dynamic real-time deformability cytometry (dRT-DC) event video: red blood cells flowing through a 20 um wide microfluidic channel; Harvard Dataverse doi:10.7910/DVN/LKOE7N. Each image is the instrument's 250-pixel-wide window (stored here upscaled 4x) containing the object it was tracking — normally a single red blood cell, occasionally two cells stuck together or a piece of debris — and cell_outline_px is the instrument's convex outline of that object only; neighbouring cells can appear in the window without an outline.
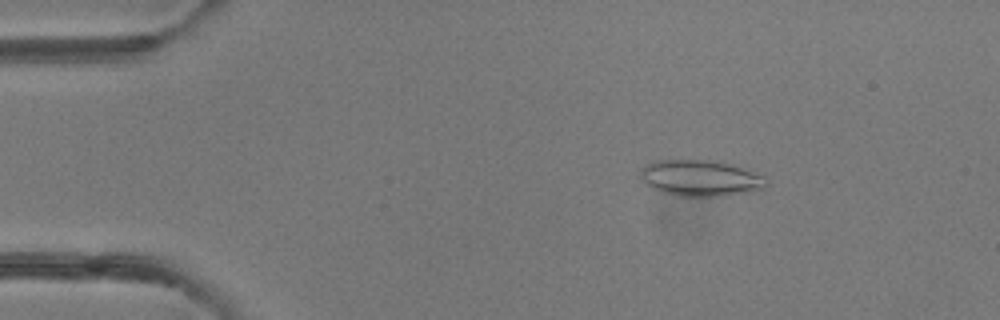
{"species": "common noctule bat (a hibernating species)", "species_latin": "Nyctalus noctula", "temperature_condition": "room temperature", "stored_images_in_passage": 38, "camera_frame_rate_fps": 3000, "um_per_image_px": 0.085, "animal": {"sex": "female"}, "frame": {"image": 1, "passage_image": 3, "time_ms": 0.667, "image_size_px": [1000, 320], "cell_outline_px": [[768, 188], [752, 192], [720, 196], [676, 196], [660, 192], [644, 184], [640, 176], [640, 172], [648, 164], [656, 160], [680, 156], [716, 160], [732, 164], [764, 176], [768, 184]], "centroid_in_image_um": [59.52, 15.1], "position_along_channel_um": 25.5, "area_um2": 27.69}}
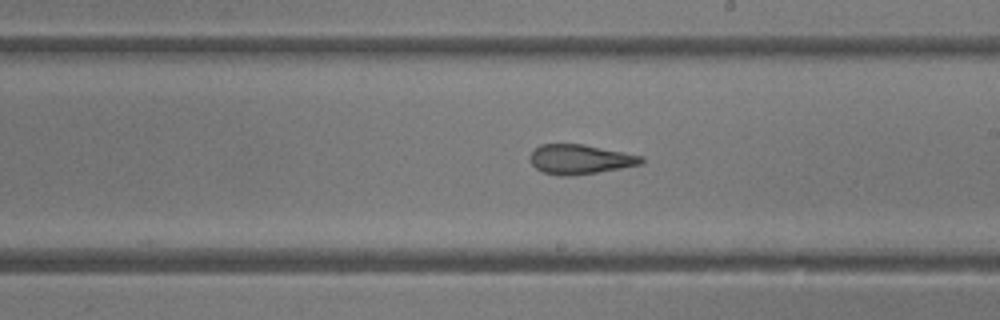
{"frame": {"image": 2, "passage_image": 23, "time_ms": 7.333, "image_size_px": [1000, 320], "cell_outline_px": [[644, 164], [572, 176], [560, 176], [544, 172], [536, 168], [532, 164], [528, 156], [540, 144], [584, 144], [644, 156]], "centroid_in_image_um": [49.32, 13.54], "position_along_channel_um": 239.7, "area_um2": 19.25}}
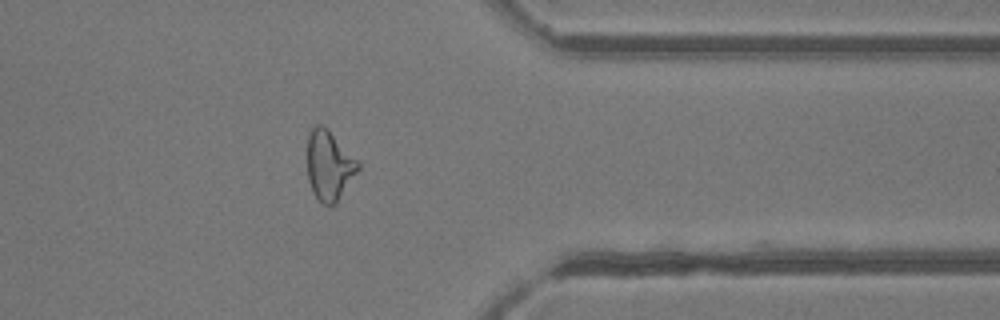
{"frame": {"image": 3, "passage_image": 34, "time_ms": 11.0, "image_size_px": [1000, 320], "cell_outline_px": [[360, 168], [336, 204], [324, 204], [316, 196], [308, 180], [308, 136], [312, 128], [316, 124], [324, 124], [328, 128], [360, 164]], "centroid_in_image_um": [27.98, 14.03], "position_along_channel_um": 383.4, "area_um2": 20.35}, "authors_computed_cell_mechanics": {"area_um2": 20.3456, "velocity_mm_per_s": 4.2547, "shape_relaxation_time_tau1_ms": null, "shape_relaxation_time_tau2_ms": 1.7959, "deformation_change_tau1": null, "deformation_change_tau2": 0.1035}}